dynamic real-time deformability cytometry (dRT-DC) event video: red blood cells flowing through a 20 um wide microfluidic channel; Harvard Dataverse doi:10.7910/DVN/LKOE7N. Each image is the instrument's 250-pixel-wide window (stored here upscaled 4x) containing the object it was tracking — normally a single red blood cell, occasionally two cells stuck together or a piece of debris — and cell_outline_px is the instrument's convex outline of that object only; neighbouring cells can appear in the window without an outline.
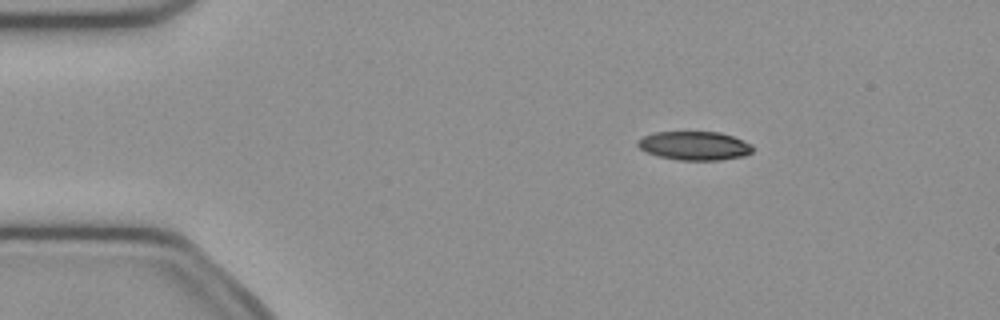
{"species": "common noctule bat (a hibernating species)", "species_latin": "Nyctalus noctula", "temperature_condition": "cold", "stored_images_in_passage": 51, "camera_frame_rate_fps": 3000, "um_per_image_px": 0.085, "animal": {"sex": "female", "body_mass_g": 21.9}, "frame": {"image": 1, "passage_image": 7, "time_ms": 2.0, "image_size_px": [1000, 320], "cell_outline_px": [[752, 152], [744, 156], [720, 160], [680, 160], [656, 156], [640, 148], [636, 144], [636, 140], [644, 136], [656, 132], [720, 132], [744, 140], [752, 144]], "centroid_in_image_um": [59.03, 12.39], "position_along_channel_um": 26.0, "area_um2": 19.31}}
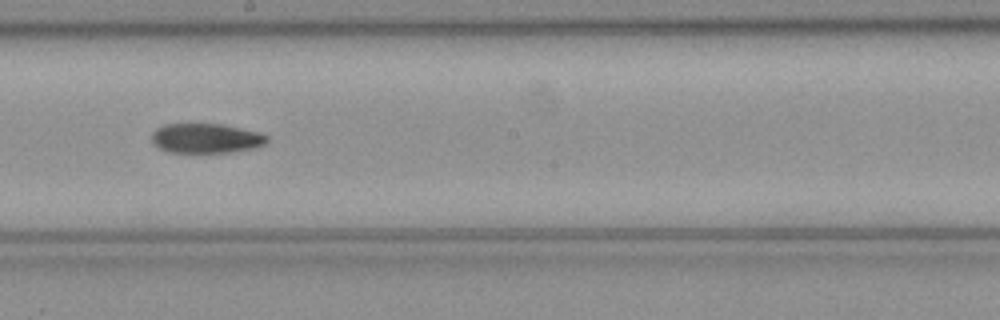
{"frame": {"image": 2, "passage_image": 27, "time_ms": 8.667, "image_size_px": [1000, 320], "cell_outline_px": [[268, 140], [264, 144], [252, 148], [228, 152], [168, 152], [160, 148], [152, 140], [152, 132], [156, 128], [164, 124], [224, 124], [260, 132], [268, 136]], "centroid_in_image_um": [17.52, 11.74], "position_along_channel_um": 230.7, "area_um2": 19.83}}
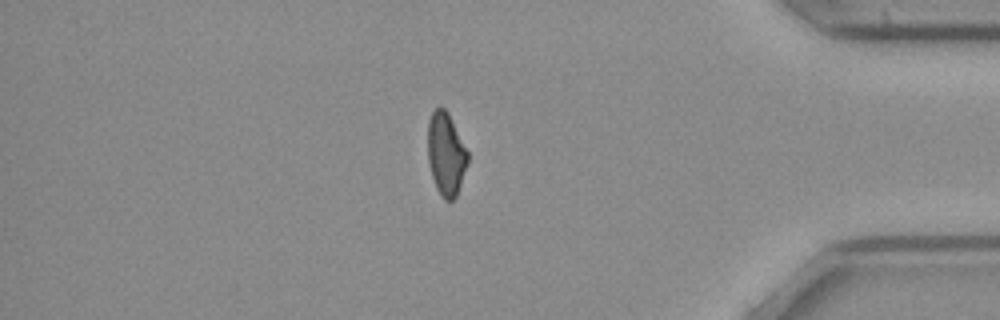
{"frame": {"image": 3, "passage_image": 42, "time_ms": 13.667, "image_size_px": [1000, 320], "cell_outline_px": [[468, 164], [456, 196], [452, 200], [444, 200], [440, 196], [436, 188], [432, 176], [428, 160], [428, 120], [432, 112], [440, 104], [448, 112], [468, 152]], "centroid_in_image_um": [37.9, 13.08], "position_along_channel_um": 397.3, "area_um2": 19.36}}